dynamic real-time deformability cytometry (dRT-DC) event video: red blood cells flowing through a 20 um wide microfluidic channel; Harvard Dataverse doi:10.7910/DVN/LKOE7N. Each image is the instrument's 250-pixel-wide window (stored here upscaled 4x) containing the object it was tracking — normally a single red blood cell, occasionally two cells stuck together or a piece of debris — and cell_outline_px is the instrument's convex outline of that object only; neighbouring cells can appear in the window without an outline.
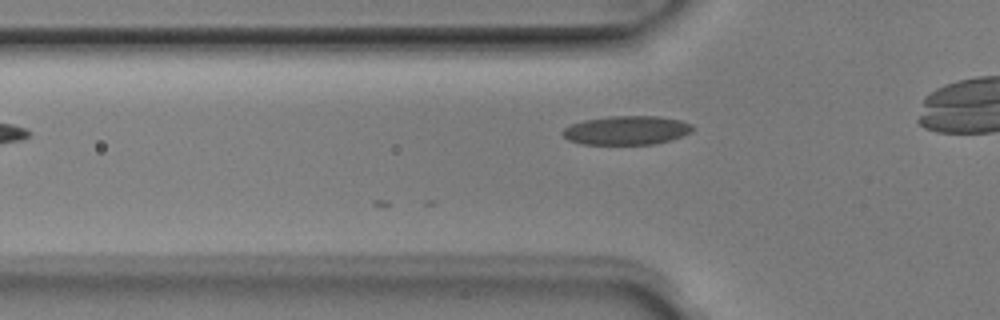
{"species": "Egyptian fruit bat (a non-hibernating species)", "species_latin": "Rousettus aegyptiacus", "temperature_condition": "room temperature", "stored_images_in_passage": 4, "camera_frame_rate_fps": 3000, "um_per_image_px": 0.085, "animal": {"sex": "male"}, "frame": {"image": 1, "passage_image": 3, "time_ms": 0.667, "image_size_px": [1000, 320], "cell_outline_px": [[692, 132], [672, 140], [656, 144], [580, 144], [568, 140], [560, 132], [564, 128], [572, 124], [584, 120], [608, 116], [656, 116], [680, 120], [692, 124]], "centroid_in_image_um": [53.25, 11.08], "position_along_channel_um": 72.5, "area_um2": 21.96}}